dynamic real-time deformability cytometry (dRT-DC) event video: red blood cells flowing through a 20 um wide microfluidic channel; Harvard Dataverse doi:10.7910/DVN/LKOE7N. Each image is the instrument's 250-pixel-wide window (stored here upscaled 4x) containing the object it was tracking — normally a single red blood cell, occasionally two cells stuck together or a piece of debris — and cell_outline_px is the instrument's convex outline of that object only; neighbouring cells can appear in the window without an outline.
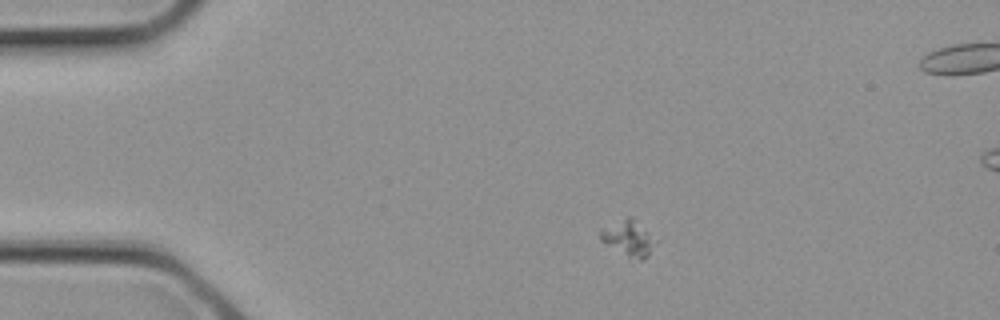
{"species": "common noctule bat (a hibernating species)", "species_latin": "Nyctalus noctula", "temperature_condition": "cold", "stored_images_in_passage": 2, "camera_frame_rate_fps": 3000, "um_per_image_px": 0.085, "animal": {"sex": "female", "body_mass_g": 21.9}, "frame": {"image": 1, "passage_image": 1, "time_ms": 0.0, "image_size_px": [1000, 320], "cell_outline_px": [[660, 240], [648, 256], [644, 260], [640, 260], [628, 256], [600, 240], [600, 232], [628, 216], [632, 216]], "centroid_in_image_um": [53.57, 20.26], "position_along_channel_um": 31.4, "area_um2": 11.33}}